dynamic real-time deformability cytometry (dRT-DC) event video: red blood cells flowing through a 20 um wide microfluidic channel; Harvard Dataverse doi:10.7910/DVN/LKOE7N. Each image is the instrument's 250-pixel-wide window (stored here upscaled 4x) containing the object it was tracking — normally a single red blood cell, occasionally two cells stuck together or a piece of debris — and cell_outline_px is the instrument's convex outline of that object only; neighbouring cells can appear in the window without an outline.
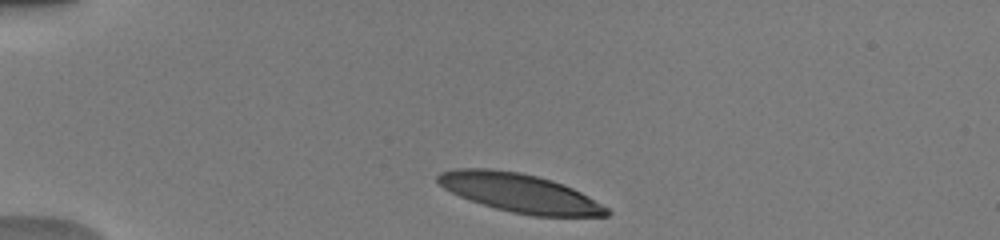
{"species": "human", "species_latin": "Homo sapiens", "temperature_condition": "warm", "stored_images_in_passage": 7, "camera_frame_rate_fps": 3000, "um_per_image_px": 0.085, "donor": {"sex": "male"}, "frame": {"image": 1, "passage_image": 1, "time_ms": 0.0, "image_size_px": [1000, 240], "cell_outline_px": [[612, 212], [608, 216], [532, 216], [512, 212], [496, 208], [460, 196], [444, 188], [436, 180], [436, 176], [440, 172], [456, 168], [492, 168], [520, 172], [552, 180], [564, 184], [588, 196], [608, 208]], "centroid_in_image_um": [44.18, 16.39], "position_along_channel_um": 40.8, "area_um2": 37.92}}
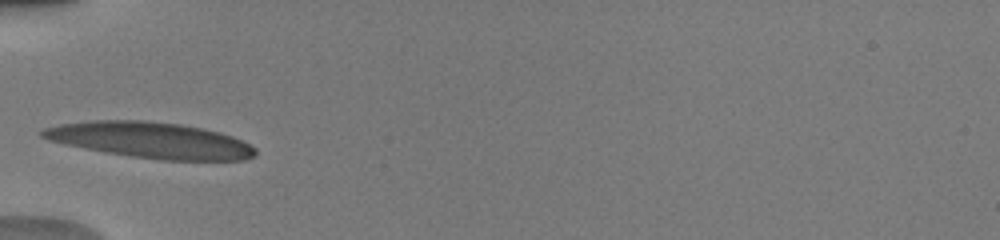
{"frame": {"image": 2, "passage_image": 5, "time_ms": 2.0, "image_size_px": [1000, 240], "cell_outline_px": [[256, 152], [252, 156], [244, 160], [164, 160], [132, 156], [108, 152], [64, 144], [48, 140], [40, 136], [40, 132], [44, 128], [60, 124], [96, 120], [144, 120], [180, 124], [220, 132], [232, 136], [256, 148]], "centroid_in_image_um": [12.79, 11.91], "position_along_channel_um": 72.2, "area_um2": 44.1}}